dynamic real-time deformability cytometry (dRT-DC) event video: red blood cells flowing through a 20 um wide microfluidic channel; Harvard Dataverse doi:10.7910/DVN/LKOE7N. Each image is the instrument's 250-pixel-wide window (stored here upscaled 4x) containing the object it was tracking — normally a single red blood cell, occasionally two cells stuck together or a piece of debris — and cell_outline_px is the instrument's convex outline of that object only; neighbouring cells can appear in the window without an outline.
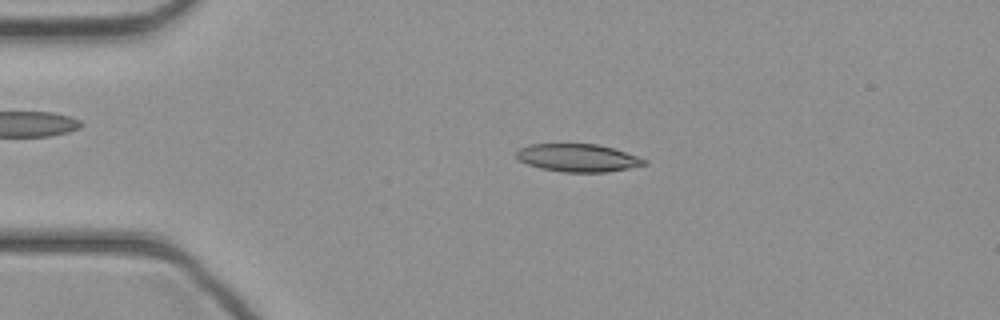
{"species": "common noctule bat (a hibernating species)", "species_latin": "Nyctalus noctula", "temperature_condition": "cold", "stored_images_in_passage": 44, "camera_frame_rate_fps": 3000, "um_per_image_px": 0.085, "animal": {"sex": "female", "body_mass_g": 21.9}, "frame": {"image": 1, "passage_image": 9, "time_ms": 2.667, "image_size_px": [1000, 320], "cell_outline_px": [[648, 164], [608, 172], [564, 172], [540, 168], [516, 160], [516, 152], [520, 148], [528, 144], [600, 144], [648, 160]], "centroid_in_image_um": [49.09, 13.42], "position_along_channel_um": 35.9, "area_um2": 20.75}}
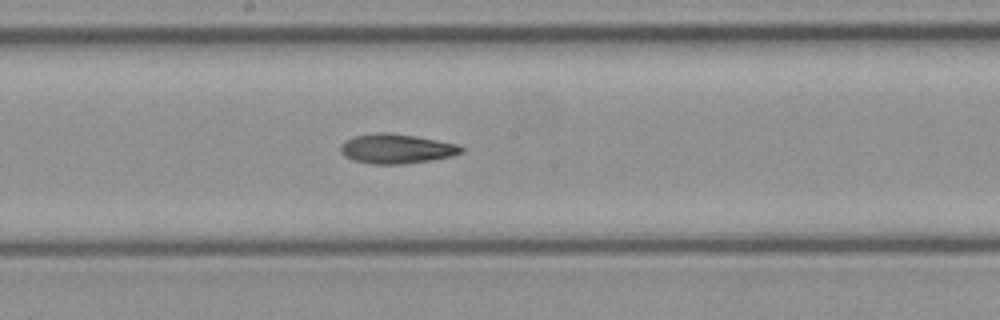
{"frame": {"image": 2, "passage_image": 23, "time_ms": 7.333, "image_size_px": [1000, 320], "cell_outline_px": [[464, 152], [452, 156], [432, 160], [404, 164], [372, 164], [352, 160], [344, 156], [340, 152], [340, 144], [344, 140], [356, 136], [376, 132], [388, 132], [416, 136], [460, 144], [464, 148]], "centroid_in_image_um": [33.71, 12.64], "position_along_channel_um": 214.5, "area_um2": 21.15}}
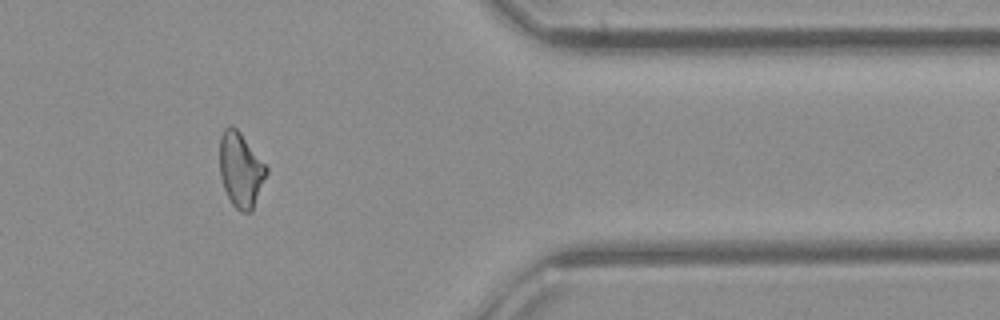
{"frame": {"image": 3, "passage_image": 36, "time_ms": 11.667, "image_size_px": [1000, 320], "cell_outline_px": [[268, 172], [252, 212], [240, 212], [232, 204], [224, 188], [220, 176], [220, 136], [224, 128], [228, 124], [232, 124], [240, 132], [268, 168]], "centroid_in_image_um": [20.46, 14.43], "position_along_channel_um": 390.9, "area_um2": 20.4}}